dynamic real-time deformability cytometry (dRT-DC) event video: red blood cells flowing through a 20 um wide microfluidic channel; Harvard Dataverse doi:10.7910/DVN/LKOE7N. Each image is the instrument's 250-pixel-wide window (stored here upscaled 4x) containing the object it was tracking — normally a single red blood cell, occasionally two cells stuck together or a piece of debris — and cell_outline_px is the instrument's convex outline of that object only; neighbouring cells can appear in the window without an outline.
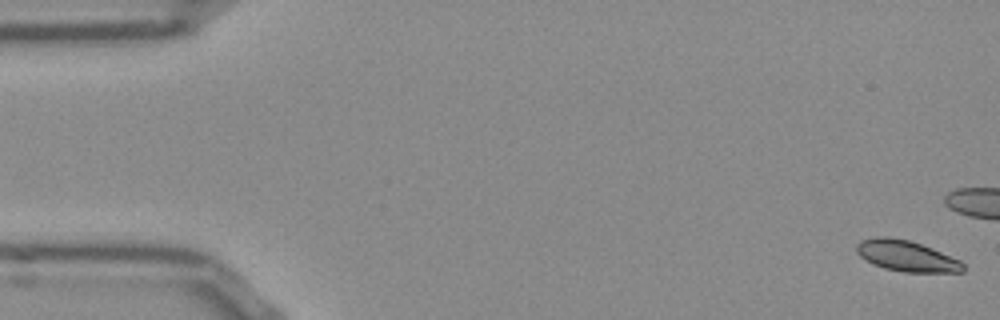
{"species": "Egyptian fruit bat (a non-hibernating species)", "species_latin": "Rousettus aegyptiacus", "temperature_condition": "room temperature", "stored_images_in_passage": 15, "camera_frame_rate_fps": 3000, "um_per_image_px": 0.085, "frame": {"image": 1, "passage_image": 1, "time_ms": 0.0, "image_size_px": [1000, 320], "cell_outline_px": [[964, 272], [904, 272], [884, 268], [872, 264], [860, 256], [856, 252], [856, 244], [860, 240], [876, 236], [888, 236], [908, 240], [932, 248], [960, 260], [964, 264]], "centroid_in_image_um": [77.02, 21.75], "position_along_channel_um": 8.0, "area_um2": 19.25}}